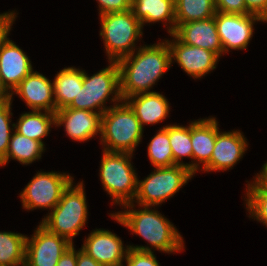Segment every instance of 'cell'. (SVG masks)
Instances as JSON below:
<instances>
[{"label":"cell","mask_w":267,"mask_h":266,"mask_svg":"<svg viewBox=\"0 0 267 266\" xmlns=\"http://www.w3.org/2000/svg\"><path fill=\"white\" fill-rule=\"evenodd\" d=\"M173 34L186 45L212 51L219 57L224 55L214 17L182 23Z\"/></svg>","instance_id":"19"},{"label":"cell","mask_w":267,"mask_h":266,"mask_svg":"<svg viewBox=\"0 0 267 266\" xmlns=\"http://www.w3.org/2000/svg\"><path fill=\"white\" fill-rule=\"evenodd\" d=\"M52 83L56 110L67 107L83 86V69L64 67Z\"/></svg>","instance_id":"22"},{"label":"cell","mask_w":267,"mask_h":266,"mask_svg":"<svg viewBox=\"0 0 267 266\" xmlns=\"http://www.w3.org/2000/svg\"><path fill=\"white\" fill-rule=\"evenodd\" d=\"M137 47L132 54L117 61L123 101L139 93L154 92L150 89L172 67L171 51L166 39Z\"/></svg>","instance_id":"1"},{"label":"cell","mask_w":267,"mask_h":266,"mask_svg":"<svg viewBox=\"0 0 267 266\" xmlns=\"http://www.w3.org/2000/svg\"><path fill=\"white\" fill-rule=\"evenodd\" d=\"M108 100H111L113 105L106 106ZM122 101L119 66L117 61H109L108 67L102 68L92 76L83 70V86L67 107L103 114L110 107Z\"/></svg>","instance_id":"4"},{"label":"cell","mask_w":267,"mask_h":266,"mask_svg":"<svg viewBox=\"0 0 267 266\" xmlns=\"http://www.w3.org/2000/svg\"><path fill=\"white\" fill-rule=\"evenodd\" d=\"M166 40L171 51V62H177L181 69L194 79L201 78L216 69L219 56L209 50L182 43L174 34ZM175 60V61H173Z\"/></svg>","instance_id":"12"},{"label":"cell","mask_w":267,"mask_h":266,"mask_svg":"<svg viewBox=\"0 0 267 266\" xmlns=\"http://www.w3.org/2000/svg\"><path fill=\"white\" fill-rule=\"evenodd\" d=\"M27 235L0 231V264L4 266H25Z\"/></svg>","instance_id":"25"},{"label":"cell","mask_w":267,"mask_h":266,"mask_svg":"<svg viewBox=\"0 0 267 266\" xmlns=\"http://www.w3.org/2000/svg\"><path fill=\"white\" fill-rule=\"evenodd\" d=\"M70 174L38 171L20 193L21 203L26 210H52L60 201L63 192L73 182Z\"/></svg>","instance_id":"9"},{"label":"cell","mask_w":267,"mask_h":266,"mask_svg":"<svg viewBox=\"0 0 267 266\" xmlns=\"http://www.w3.org/2000/svg\"><path fill=\"white\" fill-rule=\"evenodd\" d=\"M193 176L195 174L182 165L155 168L144 180H138L133 203L155 209L154 206L172 198Z\"/></svg>","instance_id":"8"},{"label":"cell","mask_w":267,"mask_h":266,"mask_svg":"<svg viewBox=\"0 0 267 266\" xmlns=\"http://www.w3.org/2000/svg\"><path fill=\"white\" fill-rule=\"evenodd\" d=\"M215 13L214 0H175L176 28L182 23L212 18Z\"/></svg>","instance_id":"26"},{"label":"cell","mask_w":267,"mask_h":266,"mask_svg":"<svg viewBox=\"0 0 267 266\" xmlns=\"http://www.w3.org/2000/svg\"><path fill=\"white\" fill-rule=\"evenodd\" d=\"M131 10L142 27L146 23L164 21L165 26L168 25L166 28L169 34H173L176 29L175 0H132Z\"/></svg>","instance_id":"21"},{"label":"cell","mask_w":267,"mask_h":266,"mask_svg":"<svg viewBox=\"0 0 267 266\" xmlns=\"http://www.w3.org/2000/svg\"><path fill=\"white\" fill-rule=\"evenodd\" d=\"M189 126L168 125V134L170 146L173 152L174 165H182L188 167L189 163L181 161L183 157L192 159L191 145V123Z\"/></svg>","instance_id":"28"},{"label":"cell","mask_w":267,"mask_h":266,"mask_svg":"<svg viewBox=\"0 0 267 266\" xmlns=\"http://www.w3.org/2000/svg\"><path fill=\"white\" fill-rule=\"evenodd\" d=\"M57 266H77V251L74 245L68 248L60 257Z\"/></svg>","instance_id":"36"},{"label":"cell","mask_w":267,"mask_h":266,"mask_svg":"<svg viewBox=\"0 0 267 266\" xmlns=\"http://www.w3.org/2000/svg\"><path fill=\"white\" fill-rule=\"evenodd\" d=\"M10 101H12L11 93L3 85L1 77H0V105L5 104V103L10 102Z\"/></svg>","instance_id":"39"},{"label":"cell","mask_w":267,"mask_h":266,"mask_svg":"<svg viewBox=\"0 0 267 266\" xmlns=\"http://www.w3.org/2000/svg\"><path fill=\"white\" fill-rule=\"evenodd\" d=\"M147 154L154 168L170 167L174 165L173 152L170 146L168 125L161 127L151 138Z\"/></svg>","instance_id":"27"},{"label":"cell","mask_w":267,"mask_h":266,"mask_svg":"<svg viewBox=\"0 0 267 266\" xmlns=\"http://www.w3.org/2000/svg\"><path fill=\"white\" fill-rule=\"evenodd\" d=\"M223 53L229 50H246L254 33V24L264 22L256 14H224L217 12L214 16Z\"/></svg>","instance_id":"11"},{"label":"cell","mask_w":267,"mask_h":266,"mask_svg":"<svg viewBox=\"0 0 267 266\" xmlns=\"http://www.w3.org/2000/svg\"><path fill=\"white\" fill-rule=\"evenodd\" d=\"M246 185L245 204L252 217L267 227V191L255 180ZM247 197V198H246ZM251 215V216H250Z\"/></svg>","instance_id":"29"},{"label":"cell","mask_w":267,"mask_h":266,"mask_svg":"<svg viewBox=\"0 0 267 266\" xmlns=\"http://www.w3.org/2000/svg\"><path fill=\"white\" fill-rule=\"evenodd\" d=\"M123 241L108 229H95L85 238L81 250L104 266H123L128 252Z\"/></svg>","instance_id":"13"},{"label":"cell","mask_w":267,"mask_h":266,"mask_svg":"<svg viewBox=\"0 0 267 266\" xmlns=\"http://www.w3.org/2000/svg\"><path fill=\"white\" fill-rule=\"evenodd\" d=\"M77 266H104L88 256L81 249L77 250Z\"/></svg>","instance_id":"37"},{"label":"cell","mask_w":267,"mask_h":266,"mask_svg":"<svg viewBox=\"0 0 267 266\" xmlns=\"http://www.w3.org/2000/svg\"><path fill=\"white\" fill-rule=\"evenodd\" d=\"M72 245L40 223L32 237L26 238L25 266H57L60 257Z\"/></svg>","instance_id":"10"},{"label":"cell","mask_w":267,"mask_h":266,"mask_svg":"<svg viewBox=\"0 0 267 266\" xmlns=\"http://www.w3.org/2000/svg\"><path fill=\"white\" fill-rule=\"evenodd\" d=\"M217 12L224 14H251L244 0H214Z\"/></svg>","instance_id":"32"},{"label":"cell","mask_w":267,"mask_h":266,"mask_svg":"<svg viewBox=\"0 0 267 266\" xmlns=\"http://www.w3.org/2000/svg\"><path fill=\"white\" fill-rule=\"evenodd\" d=\"M99 16L100 36L104 42L108 62L118 61L132 54L137 49L136 42L143 36L141 22L134 16L132 10Z\"/></svg>","instance_id":"7"},{"label":"cell","mask_w":267,"mask_h":266,"mask_svg":"<svg viewBox=\"0 0 267 266\" xmlns=\"http://www.w3.org/2000/svg\"><path fill=\"white\" fill-rule=\"evenodd\" d=\"M18 13L14 11L4 12L0 14V49L2 44L7 40L12 25Z\"/></svg>","instance_id":"34"},{"label":"cell","mask_w":267,"mask_h":266,"mask_svg":"<svg viewBox=\"0 0 267 266\" xmlns=\"http://www.w3.org/2000/svg\"><path fill=\"white\" fill-rule=\"evenodd\" d=\"M12 101L0 105V161L6 156L9 142L14 131V124H11ZM12 127H11V125Z\"/></svg>","instance_id":"30"},{"label":"cell","mask_w":267,"mask_h":266,"mask_svg":"<svg viewBox=\"0 0 267 266\" xmlns=\"http://www.w3.org/2000/svg\"><path fill=\"white\" fill-rule=\"evenodd\" d=\"M246 137L239 130L228 132L219 131L216 135L215 146L211 155L210 162L202 171H226L243 158L247 151L248 143Z\"/></svg>","instance_id":"15"},{"label":"cell","mask_w":267,"mask_h":266,"mask_svg":"<svg viewBox=\"0 0 267 266\" xmlns=\"http://www.w3.org/2000/svg\"><path fill=\"white\" fill-rule=\"evenodd\" d=\"M134 203L121 206L123 211L110 213L111 218L129 229L135 235H139L149 243L150 246L128 245L130 249L144 252L155 250L164 253H178L184 250V241L176 227L158 210L150 206H139L135 209ZM143 208V209H142ZM153 249H152V248Z\"/></svg>","instance_id":"2"},{"label":"cell","mask_w":267,"mask_h":266,"mask_svg":"<svg viewBox=\"0 0 267 266\" xmlns=\"http://www.w3.org/2000/svg\"><path fill=\"white\" fill-rule=\"evenodd\" d=\"M168 99L159 92L139 93L126 98L124 101L134 111L142 128L144 125L161 123L169 116L170 104Z\"/></svg>","instance_id":"20"},{"label":"cell","mask_w":267,"mask_h":266,"mask_svg":"<svg viewBox=\"0 0 267 266\" xmlns=\"http://www.w3.org/2000/svg\"><path fill=\"white\" fill-rule=\"evenodd\" d=\"M33 71L28 55L12 40H7L0 49V77L10 93Z\"/></svg>","instance_id":"18"},{"label":"cell","mask_w":267,"mask_h":266,"mask_svg":"<svg viewBox=\"0 0 267 266\" xmlns=\"http://www.w3.org/2000/svg\"><path fill=\"white\" fill-rule=\"evenodd\" d=\"M101 117V113L64 107L55 112V127L62 125L70 139L85 142L101 135Z\"/></svg>","instance_id":"14"},{"label":"cell","mask_w":267,"mask_h":266,"mask_svg":"<svg viewBox=\"0 0 267 266\" xmlns=\"http://www.w3.org/2000/svg\"><path fill=\"white\" fill-rule=\"evenodd\" d=\"M99 4V14L124 12L131 9L132 0H96Z\"/></svg>","instance_id":"33"},{"label":"cell","mask_w":267,"mask_h":266,"mask_svg":"<svg viewBox=\"0 0 267 266\" xmlns=\"http://www.w3.org/2000/svg\"><path fill=\"white\" fill-rule=\"evenodd\" d=\"M52 125L55 126V113L31 110L20 115L14 130L44 145L42 139L50 134Z\"/></svg>","instance_id":"23"},{"label":"cell","mask_w":267,"mask_h":266,"mask_svg":"<svg viewBox=\"0 0 267 266\" xmlns=\"http://www.w3.org/2000/svg\"><path fill=\"white\" fill-rule=\"evenodd\" d=\"M72 182L63 192L57 205L40 222L50 232L73 244V238L84 228L88 219L86 192L83 181Z\"/></svg>","instance_id":"5"},{"label":"cell","mask_w":267,"mask_h":266,"mask_svg":"<svg viewBox=\"0 0 267 266\" xmlns=\"http://www.w3.org/2000/svg\"><path fill=\"white\" fill-rule=\"evenodd\" d=\"M254 179L267 191V162L263 165L260 173H257Z\"/></svg>","instance_id":"38"},{"label":"cell","mask_w":267,"mask_h":266,"mask_svg":"<svg viewBox=\"0 0 267 266\" xmlns=\"http://www.w3.org/2000/svg\"><path fill=\"white\" fill-rule=\"evenodd\" d=\"M43 74L32 71L12 91L26 103L31 110L56 112L53 83Z\"/></svg>","instance_id":"16"},{"label":"cell","mask_w":267,"mask_h":266,"mask_svg":"<svg viewBox=\"0 0 267 266\" xmlns=\"http://www.w3.org/2000/svg\"><path fill=\"white\" fill-rule=\"evenodd\" d=\"M133 155L103 150L99 176L113 205L132 203L136 197L139 178L131 163Z\"/></svg>","instance_id":"6"},{"label":"cell","mask_w":267,"mask_h":266,"mask_svg":"<svg viewBox=\"0 0 267 266\" xmlns=\"http://www.w3.org/2000/svg\"><path fill=\"white\" fill-rule=\"evenodd\" d=\"M125 266H160L154 251L144 252L133 249H128ZM124 266V265H123Z\"/></svg>","instance_id":"31"},{"label":"cell","mask_w":267,"mask_h":266,"mask_svg":"<svg viewBox=\"0 0 267 266\" xmlns=\"http://www.w3.org/2000/svg\"><path fill=\"white\" fill-rule=\"evenodd\" d=\"M217 134L218 121L215 117L191 121L192 159L194 161L189 162L188 168L194 174L210 162Z\"/></svg>","instance_id":"17"},{"label":"cell","mask_w":267,"mask_h":266,"mask_svg":"<svg viewBox=\"0 0 267 266\" xmlns=\"http://www.w3.org/2000/svg\"><path fill=\"white\" fill-rule=\"evenodd\" d=\"M143 132L134 111L125 101L102 114L100 143L105 151L133 154L142 140Z\"/></svg>","instance_id":"3"},{"label":"cell","mask_w":267,"mask_h":266,"mask_svg":"<svg viewBox=\"0 0 267 266\" xmlns=\"http://www.w3.org/2000/svg\"><path fill=\"white\" fill-rule=\"evenodd\" d=\"M45 152V145L41 142L19 134L15 130L12 133L6 156L0 161V166L9 163V159L17 160L23 165H28L41 159Z\"/></svg>","instance_id":"24"},{"label":"cell","mask_w":267,"mask_h":266,"mask_svg":"<svg viewBox=\"0 0 267 266\" xmlns=\"http://www.w3.org/2000/svg\"><path fill=\"white\" fill-rule=\"evenodd\" d=\"M251 14L260 16L263 20L267 18V0H244Z\"/></svg>","instance_id":"35"}]
</instances>
